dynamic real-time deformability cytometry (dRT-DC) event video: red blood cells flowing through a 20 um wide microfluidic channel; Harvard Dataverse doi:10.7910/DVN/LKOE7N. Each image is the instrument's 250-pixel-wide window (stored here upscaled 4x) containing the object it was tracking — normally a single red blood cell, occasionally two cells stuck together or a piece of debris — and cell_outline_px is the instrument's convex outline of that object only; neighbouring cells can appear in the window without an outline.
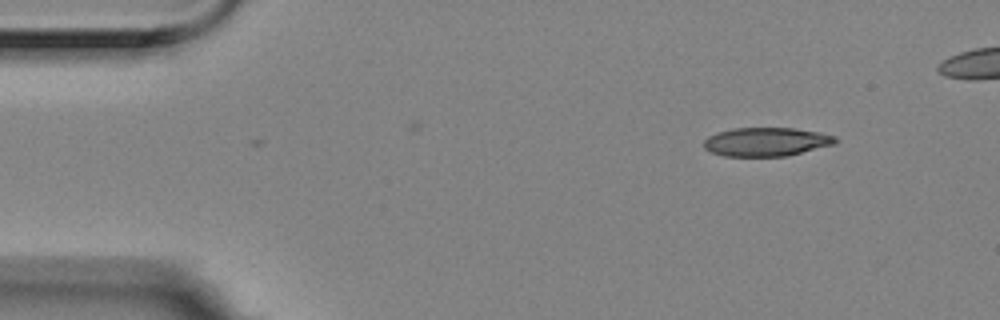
{"species": "Egyptian fruit bat (a non-hibernating species)", "species_latin": "Rousettus aegyptiacus", "temperature_condition": "room temperature", "stored_images_in_passage": 4, "camera_frame_rate_fps": 3000, "um_per_image_px": 0.085, "animal": {"sex": "female"}, "frame": {"image": 1, "passage_image": 1, "time_ms": 0.0, "image_size_px": [1000, 320], "cell_outline_px": [[836, 144], [784, 156], [724, 156], [712, 152], [704, 148], [704, 140], [708, 136], [716, 132], [732, 128], [796, 128], [820, 132], [836, 136]], "centroid_in_image_um": [65.13, 12.04], "position_along_channel_um": 19.9, "area_um2": 22.02}}
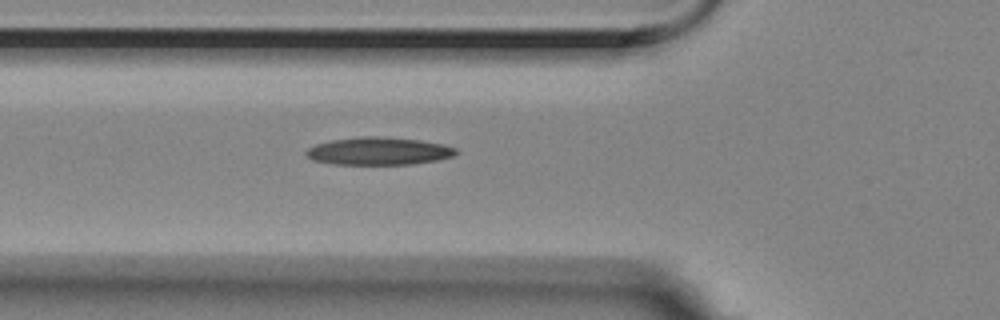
{"frame": {"image": 2, "passage_image": 4, "time_ms": 1.0, "image_size_px": [1000, 320], "cell_outline_px": [[460, 152], [452, 156], [436, 160], [412, 164], [332, 164], [312, 160], [304, 152], [308, 148], [316, 144], [332, 140], [360, 136], [380, 136], [420, 140], [444, 144], [456, 148]], "centroid_in_image_um": [32.19, 12.84], "position_along_channel_um": 93.6, "area_um2": 24.22}}